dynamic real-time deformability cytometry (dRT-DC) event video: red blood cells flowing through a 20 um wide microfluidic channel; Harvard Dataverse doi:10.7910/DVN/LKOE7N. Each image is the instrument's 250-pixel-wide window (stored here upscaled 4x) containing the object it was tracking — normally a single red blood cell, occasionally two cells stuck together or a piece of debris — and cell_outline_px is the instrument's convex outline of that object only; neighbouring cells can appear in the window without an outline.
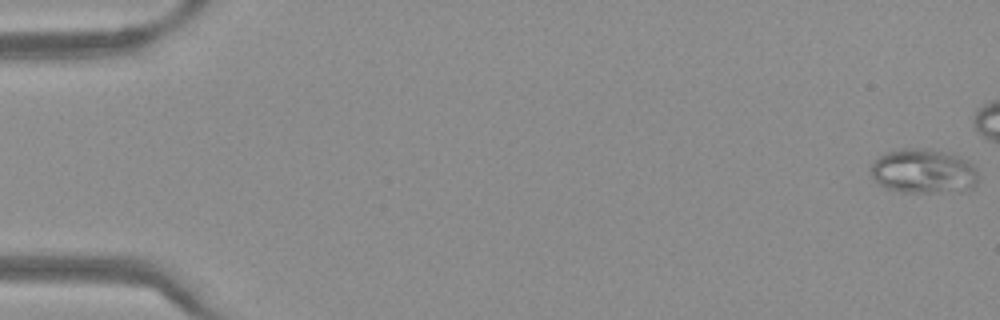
{"species": "Egyptian fruit bat (a non-hibernating species)", "species_latin": "Rousettus aegyptiacus", "temperature_condition": "warm", "stored_images_in_passage": 44, "camera_frame_rate_fps": 3000, "um_per_image_px": 0.085, "frame": {"image": 1, "passage_image": 1, "time_ms": 0.0, "image_size_px": [1000, 320], "cell_outline_px": [[976, 184], [972, 188], [932, 192], [904, 192], [888, 188], [880, 184], [872, 176], [868, 168], [872, 160], [884, 152], [900, 148], [932, 148], [948, 152], [960, 156], [968, 160], [976, 168]], "centroid_in_image_um": [78.44, 14.5], "position_along_channel_um": 6.6, "area_um2": 28.09}}
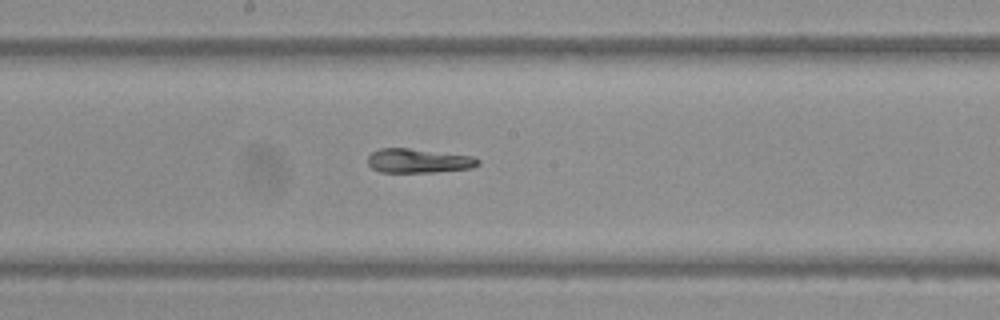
{"frame": {"image": 2, "passage_image": 28, "time_ms": 9.0, "image_size_px": [1000, 320], "cell_outline_px": [[480, 164], [472, 168], [436, 172], [380, 172], [372, 168], [368, 164], [368, 156], [372, 152], [380, 148], [408, 148], [476, 156], [480, 160]], "centroid_in_image_um": [35.61, 13.66], "position_along_channel_um": 212.6, "area_um2": 15.72}}
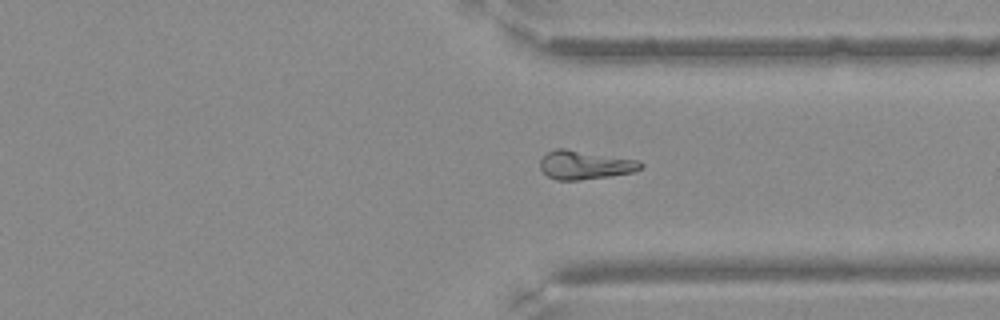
{"frame": {"image": 3, "passage_image": 39, "time_ms": 12.667, "image_size_px": [1000, 320], "cell_outline_px": [[644, 164], [636, 172], [580, 180], [556, 180], [548, 176], [540, 168], [540, 160], [548, 152], [556, 148], [564, 148], [640, 160]], "centroid_in_image_um": [49.74, 14.01], "position_along_channel_um": 361.7, "area_um2": 16.88}}